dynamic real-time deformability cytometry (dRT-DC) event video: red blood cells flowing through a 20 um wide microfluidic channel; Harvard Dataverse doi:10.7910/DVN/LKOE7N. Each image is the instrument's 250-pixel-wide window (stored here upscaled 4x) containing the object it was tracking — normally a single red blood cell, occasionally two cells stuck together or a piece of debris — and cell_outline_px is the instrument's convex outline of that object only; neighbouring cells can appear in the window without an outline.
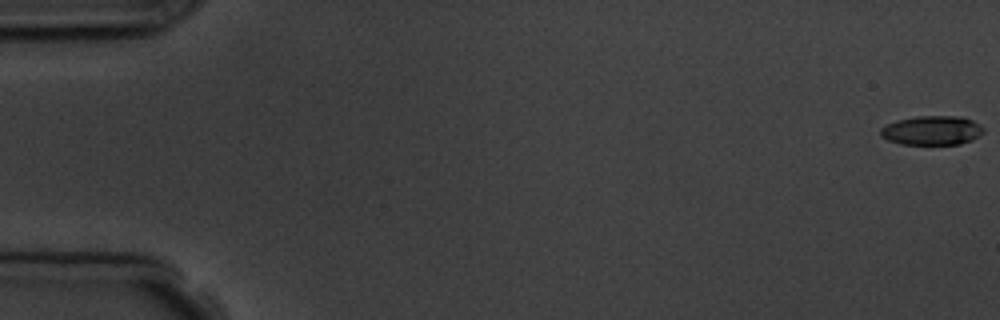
{"species": "common noctule bat (a hibernating species)", "species_latin": "Nyctalus noctula", "temperature_condition": "room temperature", "stored_images_in_passage": 5, "camera_frame_rate_fps": 3000, "um_per_image_px": 0.085, "animal": {"sex": "male", "body_mass_g": 19.5, "forearm_length_mm": 54.6}, "frame": {"image": 1, "passage_image": 1, "time_ms": 0.0, "image_size_px": [1000, 320], "cell_outline_px": [[984, 132], [972, 140], [960, 144], [900, 144], [888, 140], [880, 136], [880, 128], [896, 120], [916, 116], [960, 116], [972, 120], [980, 124], [984, 128]], "centroid_in_image_um": [79.22, 11.08], "position_along_channel_um": 5.8, "area_um2": 17.63}}
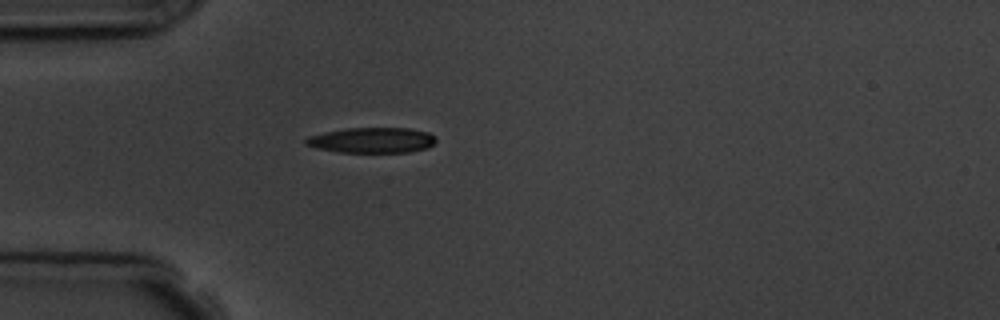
{"frame": {"image": 2, "passage_image": 5, "time_ms": 5.333, "image_size_px": [1000, 320], "cell_outline_px": [[436, 140], [428, 148], [408, 152], [340, 152], [316, 148], [304, 144], [304, 140], [308, 136], [324, 132], [348, 128], [408, 128], [428, 132], [436, 136]], "centroid_in_image_um": [31.61, 11.91], "position_along_channel_um": 53.4, "area_um2": 19.31}}